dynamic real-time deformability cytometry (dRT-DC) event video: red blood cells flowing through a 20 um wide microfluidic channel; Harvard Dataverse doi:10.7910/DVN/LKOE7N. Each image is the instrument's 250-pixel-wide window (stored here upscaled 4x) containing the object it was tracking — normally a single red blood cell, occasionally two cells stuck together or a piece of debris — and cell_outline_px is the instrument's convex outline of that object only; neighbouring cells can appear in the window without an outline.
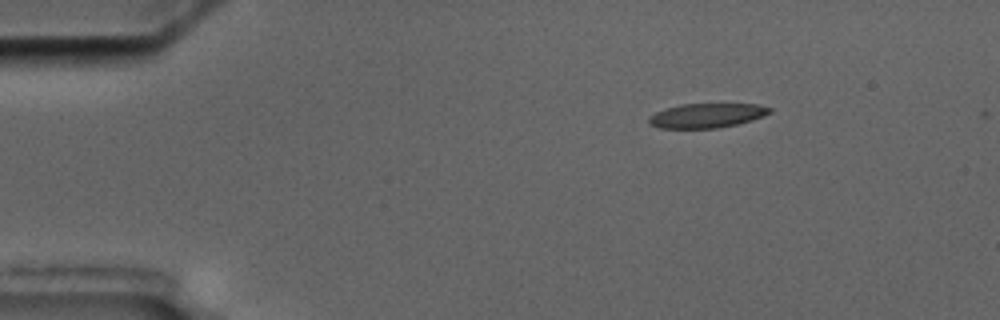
{"species": "common noctule bat (a hibernating species)", "species_latin": "Nyctalus noctula", "temperature_condition": "cold", "stored_images_in_passage": 7, "segment_of_instrument_passage": [2, 2], "camera_frame_rate_fps": 3000, "um_per_image_px": 0.085, "animal": {"sex": "male", "body_mass_g": 17.5, "forearm_length_mm": 52.3}, "frame": {"image": 1, "passage_image": 7, "time_ms": 8.333, "image_size_px": [1000, 320], "cell_outline_px": [[772, 112], [764, 116], [752, 120], [720, 128], [660, 128], [648, 124], [648, 116], [664, 108], [680, 104], [760, 104], [772, 108]], "centroid_in_image_um": [60.07, 9.82], "position_along_channel_um": 24.9, "area_um2": 17.4}}